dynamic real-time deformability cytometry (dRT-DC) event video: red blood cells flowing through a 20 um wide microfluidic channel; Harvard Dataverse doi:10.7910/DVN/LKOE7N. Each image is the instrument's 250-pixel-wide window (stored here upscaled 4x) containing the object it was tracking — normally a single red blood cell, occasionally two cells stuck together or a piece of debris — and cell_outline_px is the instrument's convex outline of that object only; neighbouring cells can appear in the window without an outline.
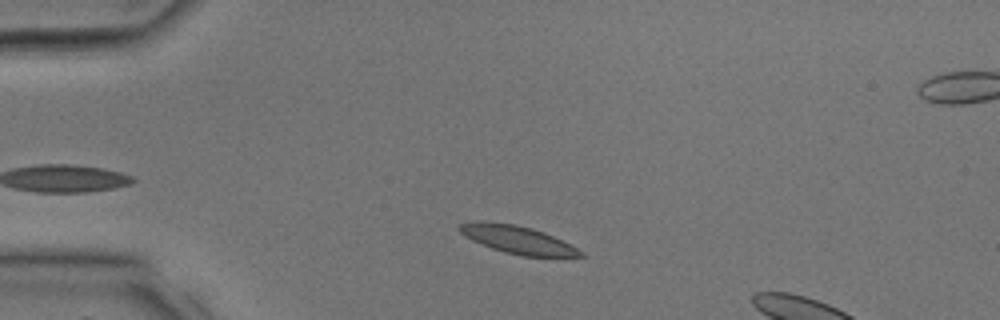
{"species": "common noctule bat (a hibernating species)", "species_latin": "Nyctalus noctula", "temperature_condition": "room temperature", "stored_images_in_passage": 6, "camera_frame_rate_fps": 3000, "um_per_image_px": 0.085, "animal": {"sex": "male", "body_mass_g": 17.9, "forearm_length_mm": 54.2}, "frame": {"image": 1, "passage_image": 3, "time_ms": 0.667, "image_size_px": [1000, 320], "cell_outline_px": [[584, 256], [524, 256], [504, 252], [492, 248], [472, 240], [464, 236], [460, 232], [460, 224], [472, 220], [484, 220], [516, 224], [532, 228], [544, 232], [584, 252]], "centroid_in_image_um": [43.92, 20.34], "position_along_channel_um": 41.1, "area_um2": 19.48}}